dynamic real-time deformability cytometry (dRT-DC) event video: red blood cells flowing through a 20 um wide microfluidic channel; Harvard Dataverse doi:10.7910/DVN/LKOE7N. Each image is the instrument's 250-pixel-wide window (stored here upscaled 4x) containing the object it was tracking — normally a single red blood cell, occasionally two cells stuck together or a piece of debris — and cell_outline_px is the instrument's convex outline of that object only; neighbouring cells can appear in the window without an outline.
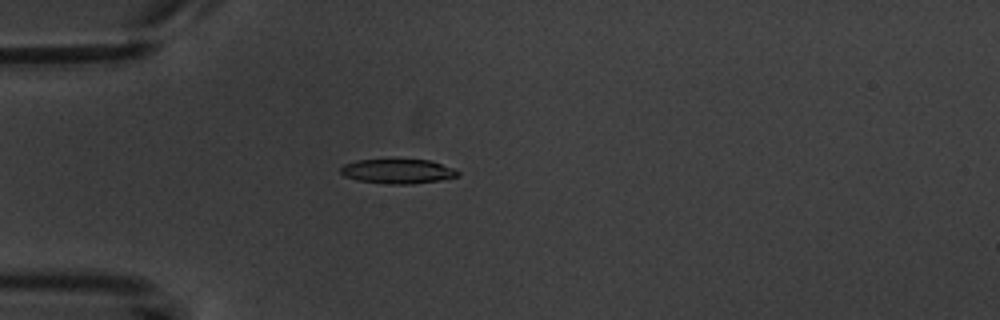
{"species": "common noctule bat (a hibernating species)", "species_latin": "Nyctalus noctula", "temperature_condition": "warm", "stored_images_in_passage": 3, "camera_frame_rate_fps": 3000, "um_per_image_px": 0.085, "animal": {"sex": "male", "body_mass_g": 20.1, "forearm_length_mm": 53.5}, "frame": {"image": 1, "passage_image": 3, "time_ms": 3.0, "image_size_px": [1000, 320], "cell_outline_px": [[460, 172], [456, 176], [440, 180], [412, 184], [392, 184], [356, 180], [344, 176], [340, 172], [340, 168], [344, 164], [356, 160], [428, 160], [452, 168]], "centroid_in_image_um": [33.76, 14.56], "position_along_channel_um": 51.2, "area_um2": 16.47}}